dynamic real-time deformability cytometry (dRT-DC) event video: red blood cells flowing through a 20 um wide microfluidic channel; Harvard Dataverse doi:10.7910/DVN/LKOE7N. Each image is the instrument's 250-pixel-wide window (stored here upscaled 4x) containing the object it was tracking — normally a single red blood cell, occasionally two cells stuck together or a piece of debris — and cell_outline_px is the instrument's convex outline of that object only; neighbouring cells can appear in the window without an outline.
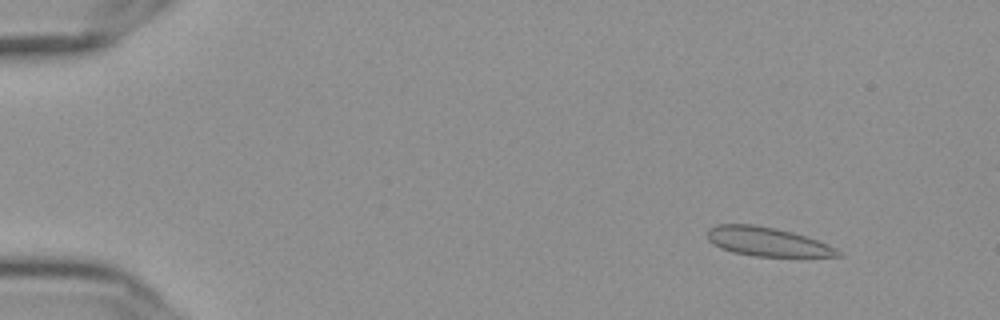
{"species": "Egyptian fruit bat (a non-hibernating species)", "species_latin": "Rousettus aegyptiacus", "temperature_condition": "cold", "stored_images_in_passage": 48, "camera_frame_rate_fps": 3000, "um_per_image_px": 0.085, "frame": {"image": 1, "passage_image": 2, "time_ms": 0.333, "image_size_px": [1000, 320], "cell_outline_px": [[844, 256], [756, 256], [732, 252], [720, 248], [712, 244], [708, 240], [708, 228], [716, 224], [756, 224], [776, 228], [792, 232], [828, 244], [844, 252]], "centroid_in_image_um": [65.2, 20.54], "position_along_channel_um": 19.8, "area_um2": 22.08}}
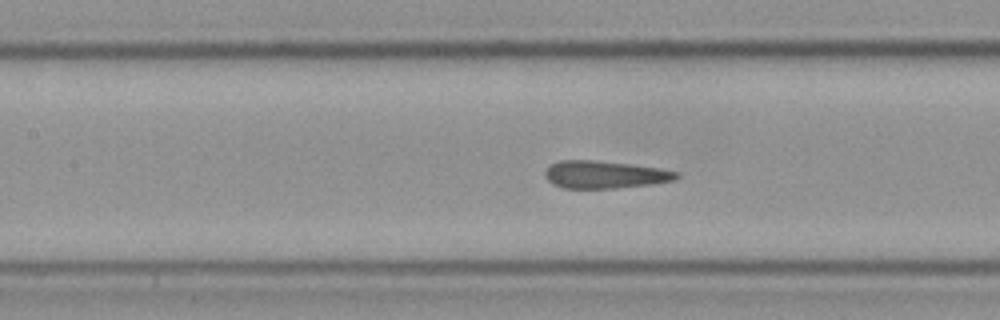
{"frame": {"image": 2, "passage_image": 22, "time_ms": 7.0, "image_size_px": [1000, 320], "cell_outline_px": [[680, 176], [676, 180], [652, 184], [616, 188], [564, 188], [552, 184], [544, 176], [544, 172], [552, 164], [560, 160], [592, 160], [632, 164], [660, 168], [680, 172]], "centroid_in_image_um": [51.44, 14.84], "position_along_channel_um": 156.0, "area_um2": 21.21}}
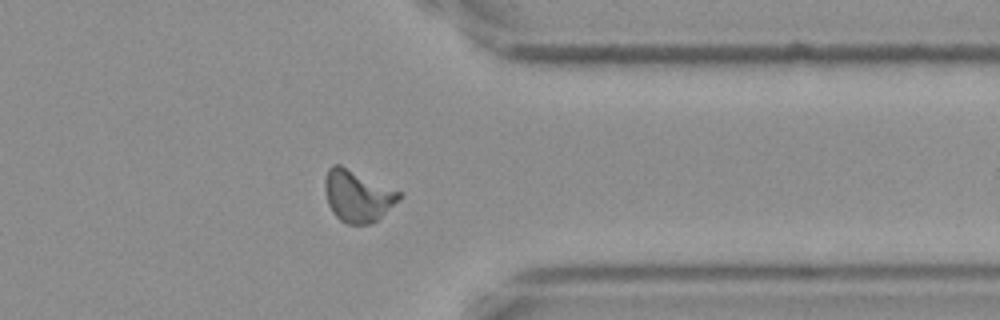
{"frame": {"image": 3, "passage_image": 41, "time_ms": 13.333, "image_size_px": [1000, 320], "cell_outline_px": [[400, 200], [372, 224], [348, 224], [340, 220], [332, 212], [328, 204], [324, 188], [324, 180], [328, 168], [332, 164], [340, 164], [400, 192]], "centroid_in_image_um": [30.36, 16.65], "position_along_channel_um": 381.0, "area_um2": 22.25}}